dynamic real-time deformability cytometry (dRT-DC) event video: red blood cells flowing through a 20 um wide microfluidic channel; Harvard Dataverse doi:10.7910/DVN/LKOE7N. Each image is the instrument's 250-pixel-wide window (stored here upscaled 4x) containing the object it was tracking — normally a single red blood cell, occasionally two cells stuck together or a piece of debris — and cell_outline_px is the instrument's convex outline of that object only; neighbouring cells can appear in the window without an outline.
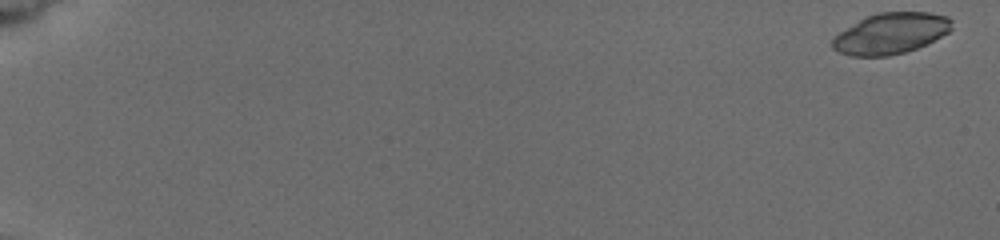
{"species": "common noctule bat (a hibernating species)", "species_latin": "Nyctalus noctula", "temperature_condition": "cold", "stored_images_in_passage": 15, "camera_frame_rate_fps": 3000, "um_per_image_px": 0.085, "animal": {"sex": "female", "body_mass_g": 19.5, "forearm_length_mm": 54.1}, "frame": {"image": 1, "passage_image": 1, "time_ms": 0.0, "image_size_px": [1000, 240], "cell_outline_px": [[952, 28], [948, 32], [916, 48], [904, 52], [888, 56], [848, 56], [836, 52], [832, 48], [832, 36], [860, 20], [868, 16], [880, 12], [928, 12], [948, 16], [952, 20]], "centroid_in_image_um": [75.68, 2.85], "position_along_channel_um": 9.3, "area_um2": 28.38}}